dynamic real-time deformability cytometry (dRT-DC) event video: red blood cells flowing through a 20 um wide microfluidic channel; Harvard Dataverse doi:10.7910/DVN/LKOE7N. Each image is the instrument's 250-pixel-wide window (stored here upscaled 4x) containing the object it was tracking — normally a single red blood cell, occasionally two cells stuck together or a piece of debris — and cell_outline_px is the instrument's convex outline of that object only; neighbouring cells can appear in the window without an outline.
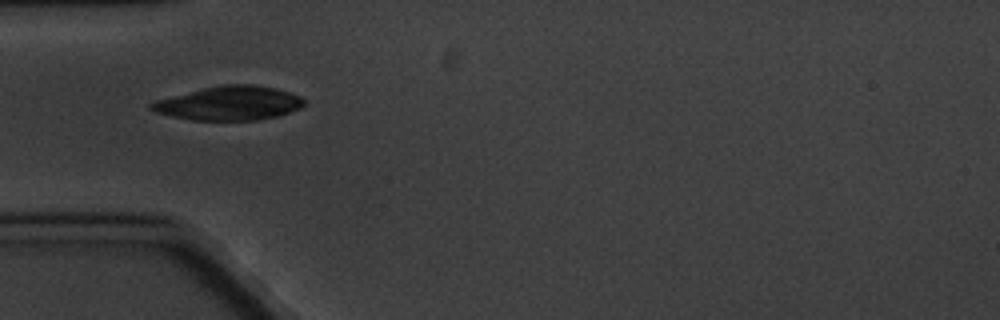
{"species": "common noctule bat (a hibernating species)", "species_latin": "Nyctalus noctula", "temperature_condition": "cold", "stored_images_in_passage": 2, "camera_frame_rate_fps": 3000, "um_per_image_px": 0.085, "animal": {"sex": "male", "body_mass_g": 20.1, "forearm_length_mm": 53.5}, "frame": {"image": 1, "passage_image": 1, "time_ms": 0.0, "image_size_px": [1000, 320], "cell_outline_px": [[308, 104], [304, 108], [276, 116], [256, 120], [192, 120], [172, 116], [156, 112], [148, 108], [148, 104], [156, 100], [204, 88], [224, 84], [252, 84], [276, 88], [300, 96]], "centroid_in_image_um": [19.53, 8.77], "position_along_channel_um": 65.5, "area_um2": 30.29}}